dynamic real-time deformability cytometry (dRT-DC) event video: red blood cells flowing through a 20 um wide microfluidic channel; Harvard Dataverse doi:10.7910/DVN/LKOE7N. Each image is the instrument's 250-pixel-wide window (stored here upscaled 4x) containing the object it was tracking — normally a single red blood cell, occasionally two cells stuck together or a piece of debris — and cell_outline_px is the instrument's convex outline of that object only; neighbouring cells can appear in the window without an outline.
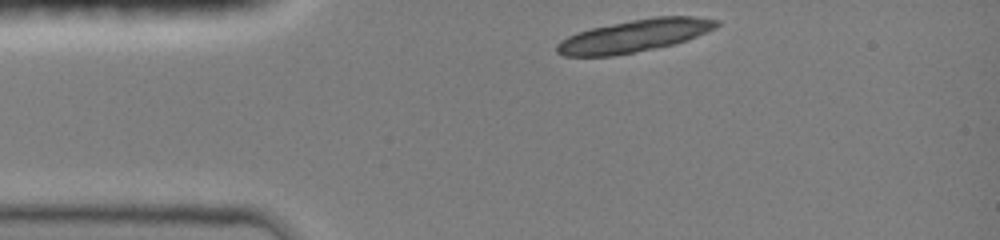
{"species": "common noctule bat (a hibernating species)", "species_latin": "Nyctalus noctula", "temperature_condition": "room temperature", "stored_images_in_passage": 6, "camera_frame_rate_fps": 3000, "um_per_image_px": 0.085, "animal": {"sex": "female", "body_mass_g": 19.0, "forearm_length_mm": 51.5}, "frame": {"image": 1, "passage_image": 1, "time_ms": 0.0, "image_size_px": [1000, 240], "cell_outline_px": [[720, 24], [716, 28], [688, 40], [672, 44], [612, 56], [564, 56], [556, 52], [556, 44], [560, 40], [568, 36], [592, 28], [632, 20], [656, 16], [696, 16], [720, 20]], "centroid_in_image_um": [53.96, 3.03], "position_along_channel_um": 31.0, "area_um2": 29.94}}
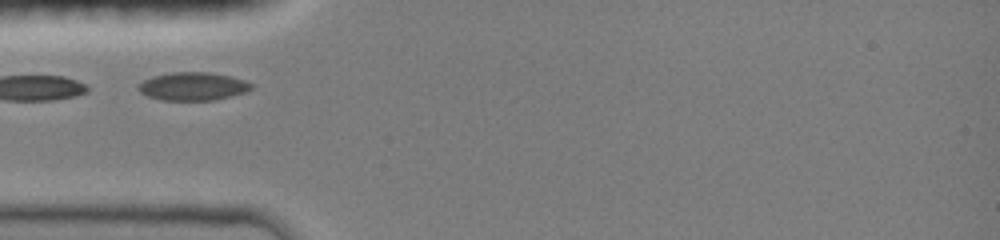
{"frame": {"image": 2, "passage_image": 4, "time_ms": 2.0, "image_size_px": [1000, 240], "cell_outline_px": [[256, 84], [252, 88], [244, 92], [216, 100], [160, 100], [148, 96], [140, 92], [136, 88], [136, 84], [152, 76], [172, 72], [208, 72], [228, 76], [244, 80]], "centroid_in_image_um": [16.36, 7.34], "position_along_channel_um": 68.6, "area_um2": 18.61}}